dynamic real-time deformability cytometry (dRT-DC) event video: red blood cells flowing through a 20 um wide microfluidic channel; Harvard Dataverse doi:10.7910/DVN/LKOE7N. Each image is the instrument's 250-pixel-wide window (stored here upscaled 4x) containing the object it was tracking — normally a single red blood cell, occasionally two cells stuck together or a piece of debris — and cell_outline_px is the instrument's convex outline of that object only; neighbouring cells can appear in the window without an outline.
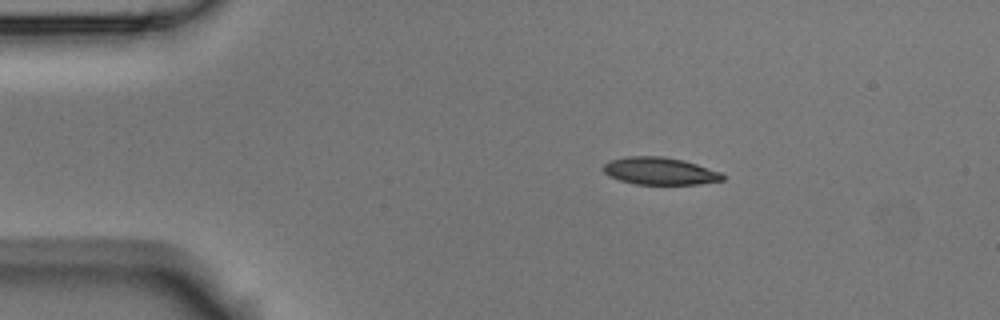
{"species": "Egyptian fruit bat (a non-hibernating species)", "species_latin": "Rousettus aegyptiacus", "temperature_condition": "room temperature", "stored_images_in_passage": 48, "camera_frame_rate_fps": 3000, "um_per_image_px": 0.085, "animal": {"sex": "male"}, "frame": {"image": 1, "passage_image": 1, "time_ms": 0.0, "image_size_px": [1000, 320], "cell_outline_px": [[724, 180], [700, 184], [636, 184], [620, 180], [608, 176], [600, 168], [604, 164], [612, 160], [628, 156], [664, 156], [684, 160], [720, 172], [724, 176]], "centroid_in_image_um": [56.06, 14.53], "position_along_channel_um": 28.9, "area_um2": 19.02}}
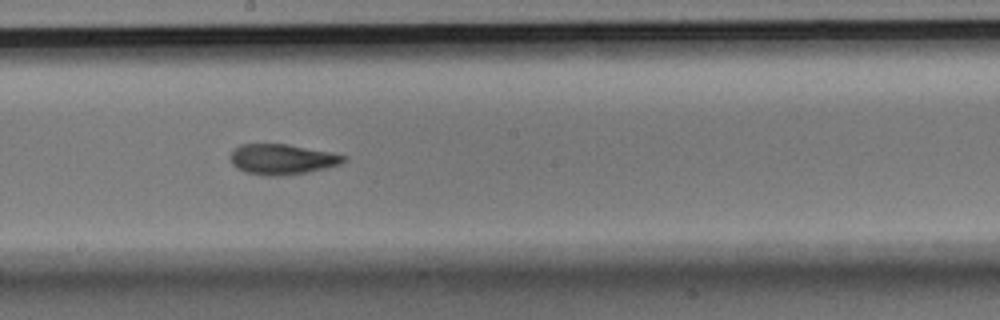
{"frame": {"image": 2, "passage_image": 22, "time_ms": 7.0, "image_size_px": [1000, 320], "cell_outline_px": [[348, 156], [340, 164], [308, 172], [284, 176], [264, 176], [244, 172], [236, 168], [232, 164], [232, 152], [240, 144], [288, 144]], "centroid_in_image_um": [23.96, 13.55], "position_along_channel_um": 224.2, "area_um2": 19.94}}
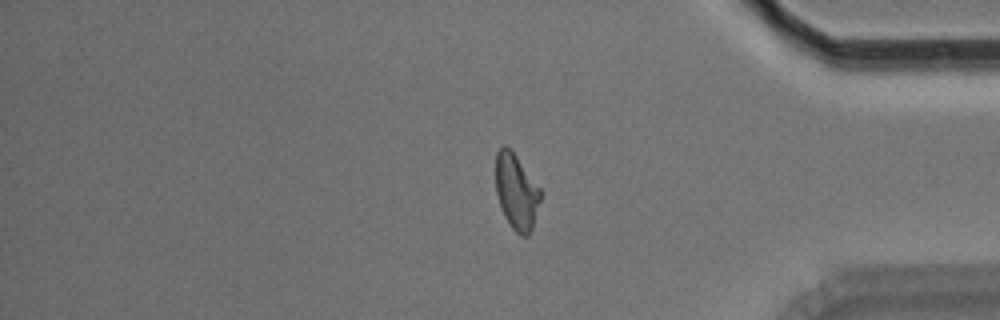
{"frame": {"image": 3, "passage_image": 38, "time_ms": 12.333, "image_size_px": [1000, 320], "cell_outline_px": [[540, 200], [532, 228], [528, 236], [520, 236], [512, 228], [504, 216], [496, 192], [496, 152], [504, 144], [516, 156], [540, 188]], "centroid_in_image_um": [43.88, 16.31], "position_along_channel_um": 391.3, "area_um2": 19.36}, "authors_computed_cell_mechanics": {"area_um2": 19.941, "velocity_mm_per_s": 3.5497, "shape_relaxation_time_tau1_ms": 4.3363, "shape_relaxation_time_tau2_ms": 2.0083, "deformation_change_tau1": 0.1653, "deformation_change_tau2": 0.0861}}